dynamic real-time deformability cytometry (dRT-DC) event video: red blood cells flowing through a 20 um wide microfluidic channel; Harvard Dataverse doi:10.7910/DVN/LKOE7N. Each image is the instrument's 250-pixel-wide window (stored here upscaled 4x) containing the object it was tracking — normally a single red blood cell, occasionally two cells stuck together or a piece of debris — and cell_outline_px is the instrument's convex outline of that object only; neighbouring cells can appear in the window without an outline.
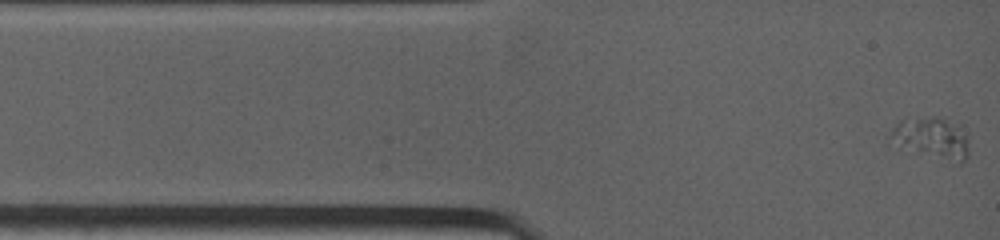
{"species": "common noctule bat (a hibernating species)", "species_latin": "Nyctalus noctula", "temperature_condition": "warm", "stored_images_in_passage": 4, "camera_frame_rate_fps": 4500, "um_per_image_px": 0.085, "animal": {"sex": "female", "body_mass_g": 19.0, "forearm_length_mm": 53.3}, "frame": {"image": 1, "passage_image": 1, "time_ms": 0.0, "image_size_px": [1000, 240], "cell_outline_px": [[968, 156], [960, 164], [888, 144], [888, 136], [892, 128], [900, 120], [932, 116], [944, 116], [960, 124], [968, 136]], "centroid_in_image_um": [79.2, 11.71], "position_along_channel_um": 5.8, "area_um2": 19.65}}